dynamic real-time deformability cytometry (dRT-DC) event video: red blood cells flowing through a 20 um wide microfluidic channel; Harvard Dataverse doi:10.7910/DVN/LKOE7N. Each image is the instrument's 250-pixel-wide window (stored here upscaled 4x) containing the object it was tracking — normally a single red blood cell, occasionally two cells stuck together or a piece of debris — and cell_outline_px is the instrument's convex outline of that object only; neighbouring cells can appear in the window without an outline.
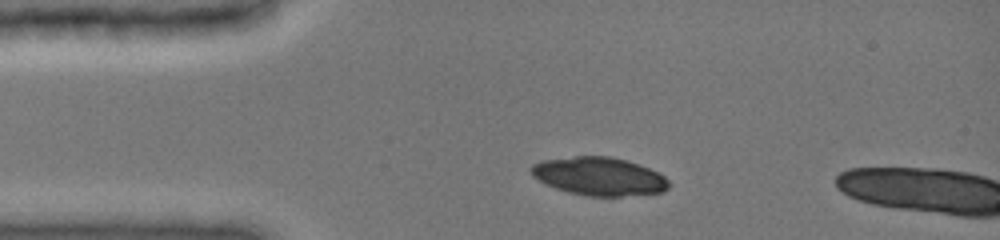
{"species": "common noctule bat (a hibernating species)", "species_latin": "Nyctalus noctula", "temperature_condition": "cold", "stored_images_in_passage": 5, "camera_frame_rate_fps": 3000, "um_per_image_px": 0.085, "animal": {"sex": "female", "body_mass_g": 19.0, "forearm_length_mm": 51.5}, "frame": {"image": 1, "passage_image": 3, "time_ms": 1.0, "image_size_px": [1000, 240], "cell_outline_px": [[672, 184], [664, 192], [620, 196], [588, 196], [568, 192], [556, 188], [532, 176], [528, 168], [532, 164], [540, 160], [576, 156], [608, 156], [624, 160], [648, 168], [664, 176]], "centroid_in_image_um": [50.9, 14.99], "position_along_channel_um": 34.1, "area_um2": 30.58}}